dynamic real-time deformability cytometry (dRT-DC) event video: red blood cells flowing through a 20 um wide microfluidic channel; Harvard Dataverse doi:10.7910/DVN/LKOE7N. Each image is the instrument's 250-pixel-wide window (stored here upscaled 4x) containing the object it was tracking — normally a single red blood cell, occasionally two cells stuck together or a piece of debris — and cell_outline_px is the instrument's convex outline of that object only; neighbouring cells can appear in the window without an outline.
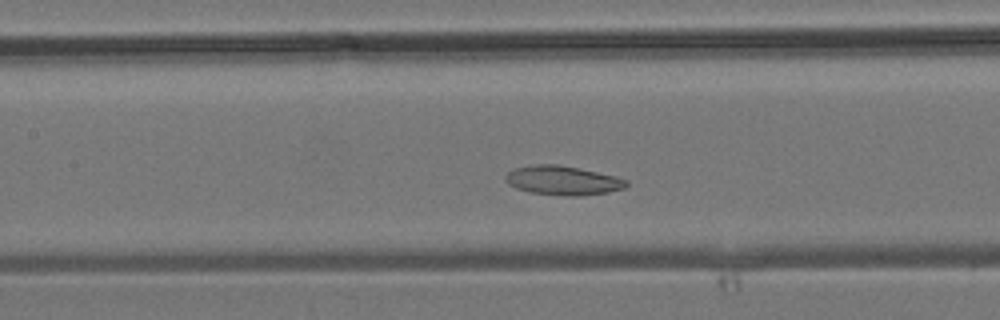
{"species": "common noctule bat (a hibernating species)", "species_latin": "Nyctalus noctula", "temperature_condition": "room temperature", "stored_images_in_passage": 40, "camera_frame_rate_fps": 3000, "um_per_image_px": 0.085, "animal": {"sex": "male", "body_mass_g": 19.2, "forearm_length_mm": 51.8}, "frame": {"image": 1, "passage_image": 15, "time_ms": 4.667, "image_size_px": [1000, 320], "cell_outline_px": [[628, 184], [624, 188], [608, 192], [580, 196], [564, 196], [528, 192], [516, 188], [508, 184], [504, 180], [504, 176], [512, 168], [536, 164], [556, 164], [616, 176], [628, 180]], "centroid_in_image_um": [47.79, 15.34], "position_along_channel_um": 159.6, "area_um2": 20.63}}
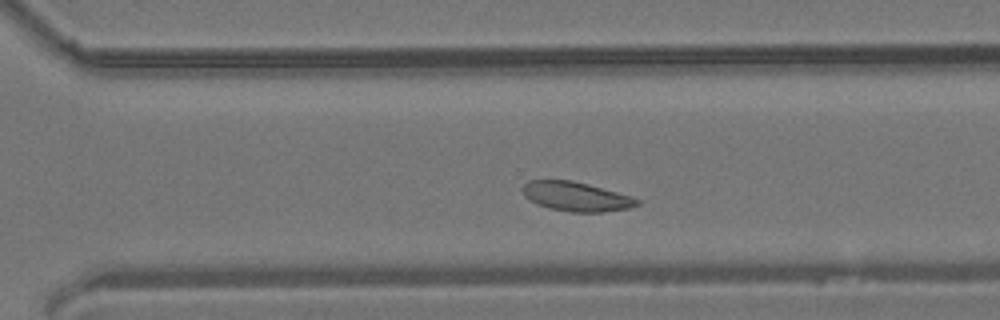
{"frame": {"image": 2, "passage_image": 26, "time_ms": 8.333, "image_size_px": [1000, 320], "cell_outline_px": [[640, 204], [632, 208], [600, 212], [572, 212], [548, 208], [536, 204], [528, 200], [524, 196], [524, 184], [528, 180], [572, 180], [588, 184], [632, 196], [640, 200]], "centroid_in_image_um": [48.99, 16.71], "position_along_channel_um": 321.6, "area_um2": 19.65}}
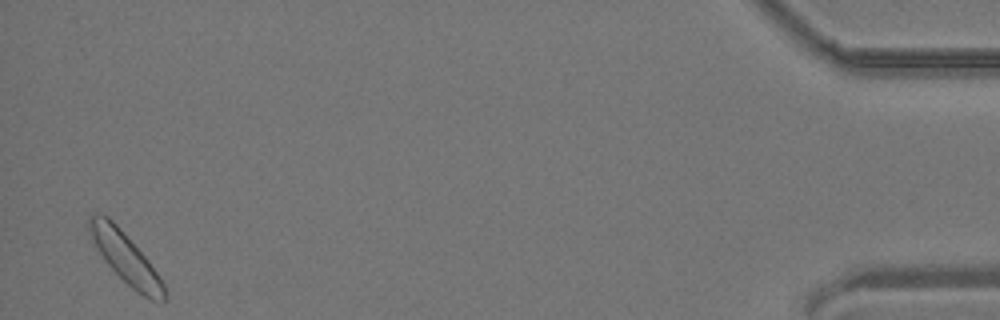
{"frame": {"image": 3, "passage_image": 39, "time_ms": 12.667, "image_size_px": [1000, 320], "cell_outline_px": [[168, 296], [164, 300], [148, 300], [132, 288], [104, 260], [92, 240], [88, 232], [88, 220], [92, 212], [100, 212], [108, 216], [116, 224], [148, 260], [164, 284]], "centroid_in_image_um": [10.65, 21.89], "position_along_channel_um": 424.6, "area_um2": 21.85}}